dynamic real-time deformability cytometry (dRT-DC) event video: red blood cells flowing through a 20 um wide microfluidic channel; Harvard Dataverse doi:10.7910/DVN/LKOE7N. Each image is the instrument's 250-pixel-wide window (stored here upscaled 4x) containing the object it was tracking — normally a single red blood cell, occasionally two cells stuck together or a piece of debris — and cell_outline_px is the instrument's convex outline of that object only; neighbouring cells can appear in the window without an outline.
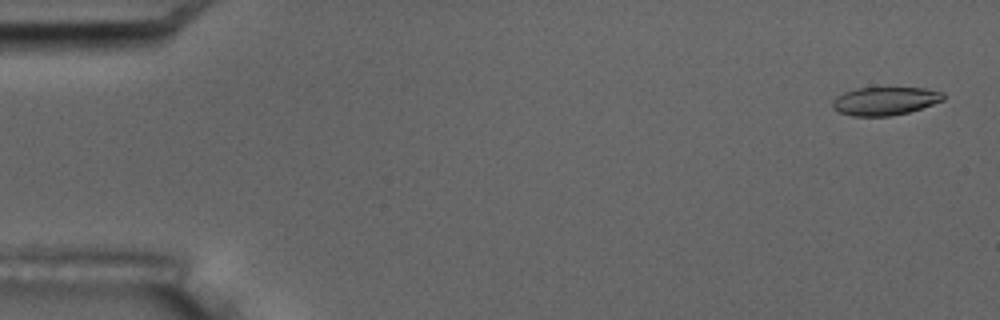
{"species": "common noctule bat (a hibernating species)", "species_latin": "Nyctalus noctula", "temperature_condition": "room temperature", "stored_images_in_passage": 4, "camera_frame_rate_fps": 3000, "um_per_image_px": 0.085, "animal": {"sex": "male", "body_mass_g": 17.5, "forearm_length_mm": 52.3}, "frame": {"image": 1, "passage_image": 1, "time_ms": 0.0, "image_size_px": [1000, 320], "cell_outline_px": [[944, 100], [908, 112], [892, 116], [852, 116], [840, 112], [832, 108], [832, 100], [836, 96], [844, 92], [856, 88], [924, 88], [944, 92]], "centroid_in_image_um": [75.2, 8.58], "position_along_channel_um": 9.8, "area_um2": 18.21}}